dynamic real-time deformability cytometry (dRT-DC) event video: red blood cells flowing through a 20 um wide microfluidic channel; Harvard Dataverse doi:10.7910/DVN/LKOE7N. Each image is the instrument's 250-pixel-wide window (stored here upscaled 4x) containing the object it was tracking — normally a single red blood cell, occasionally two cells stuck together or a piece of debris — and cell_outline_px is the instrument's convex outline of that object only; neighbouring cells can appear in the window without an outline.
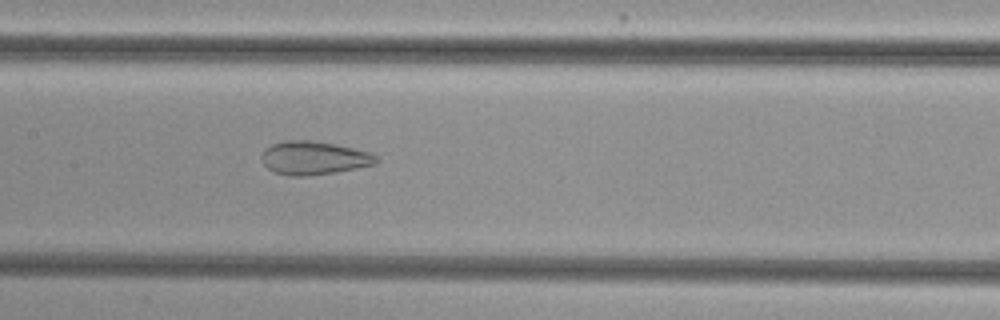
{"species": "common noctule bat (a hibernating species)", "species_latin": "Nyctalus noctula", "temperature_condition": "cold", "stored_images_in_passage": 54, "camera_frame_rate_fps": 3000, "um_per_image_px": 0.085, "animal": {"sex": "female", "body_mass_g": 29.2, "forearm_length_mm": 56.3}, "frame": {"image": 1, "passage_image": 27, "time_ms": 8.667, "image_size_px": [1000, 320], "cell_outline_px": [[380, 160], [376, 164], [336, 172], [308, 176], [288, 176], [272, 172], [264, 164], [260, 156], [264, 148], [272, 144], [284, 140], [308, 140], [332, 144], [372, 152]], "centroid_in_image_um": [26.65, 13.43], "position_along_channel_um": 180.7, "area_um2": 22.48}}
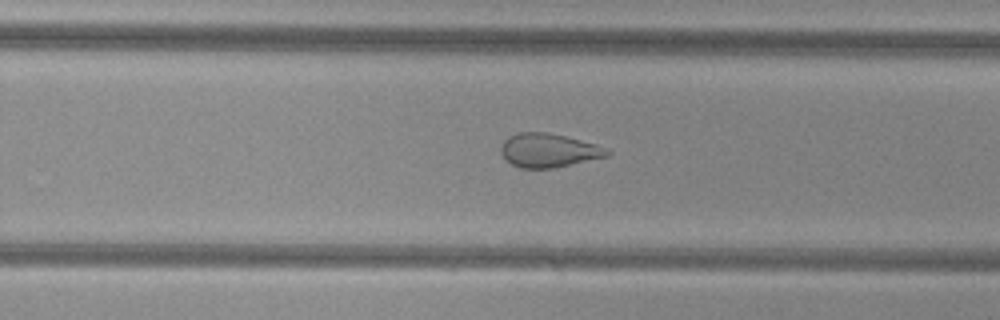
{"frame": {"image": 2, "passage_image": 35, "time_ms": 11.333, "image_size_px": [1000, 320], "cell_outline_px": [[612, 152], [608, 156], [552, 168], [520, 168], [512, 164], [500, 152], [500, 148], [504, 140], [508, 136], [520, 132], [548, 132], [596, 144], [608, 148]], "centroid_in_image_um": [46.64, 12.77], "position_along_channel_um": 283.2, "area_um2": 20.81}}
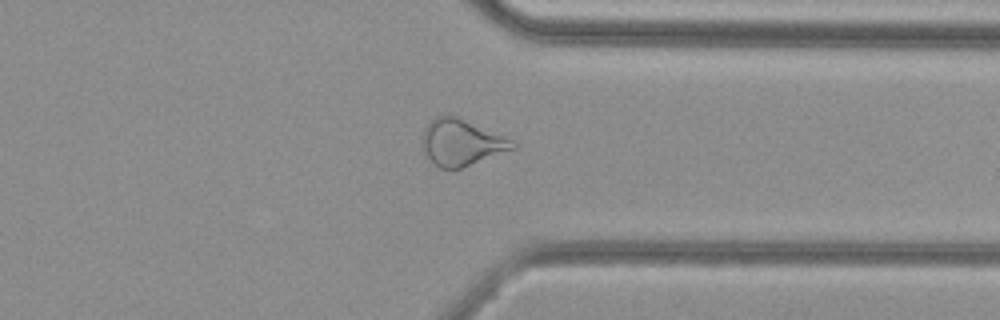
{"frame": {"image": 3, "passage_image": 42, "time_ms": 13.667, "image_size_px": [1000, 320], "cell_outline_px": [[516, 148], [460, 168], [440, 168], [428, 156], [424, 148], [424, 128], [436, 116], [456, 116], [512, 140], [516, 144]], "centroid_in_image_um": [39.24, 12.11], "position_along_channel_um": 372.2, "area_um2": 23.41}, "authors_computed_cell_mechanics": {"area_um2": 27.8018, "velocity_mm_per_s": 3.8525, "shape_relaxation_time_tau1_ms": null, "shape_relaxation_time_tau2_ms": 1.5693, "deformation_change_tau1": null, "deformation_change_tau2": 0.1016}}